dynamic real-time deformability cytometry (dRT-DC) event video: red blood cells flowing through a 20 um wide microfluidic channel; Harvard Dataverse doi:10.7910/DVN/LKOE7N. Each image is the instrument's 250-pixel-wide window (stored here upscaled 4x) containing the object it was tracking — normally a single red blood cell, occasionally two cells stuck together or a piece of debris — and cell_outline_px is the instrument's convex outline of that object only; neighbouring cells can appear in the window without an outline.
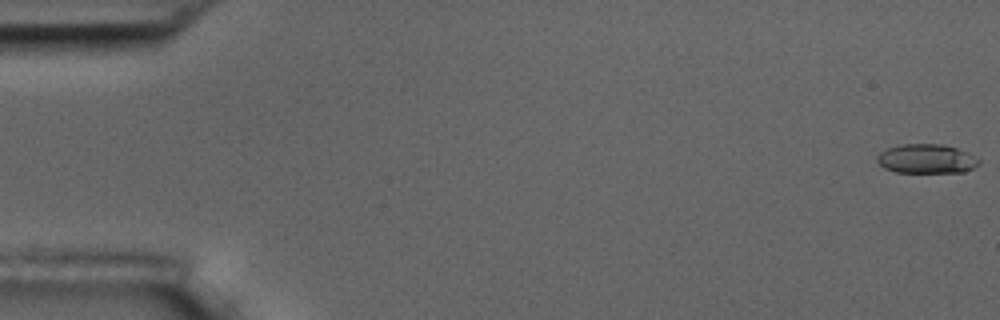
{"species": "common noctule bat (a hibernating species)", "species_latin": "Nyctalus noctula", "temperature_condition": "room temperature", "stored_images_in_passage": 7, "camera_frame_rate_fps": 3000, "um_per_image_px": 0.085, "animal": {"sex": "male", "body_mass_g": 17.5, "forearm_length_mm": 52.3}, "frame": {"image": 1, "passage_image": 1, "time_ms": 0.0, "image_size_px": [1000, 320], "cell_outline_px": [[980, 164], [964, 172], [896, 172], [884, 168], [876, 160], [876, 156], [880, 152], [888, 148], [904, 144], [944, 144], [968, 152], [980, 160]], "centroid_in_image_um": [78.76, 13.5], "position_along_channel_um": 6.2, "area_um2": 17.34}}
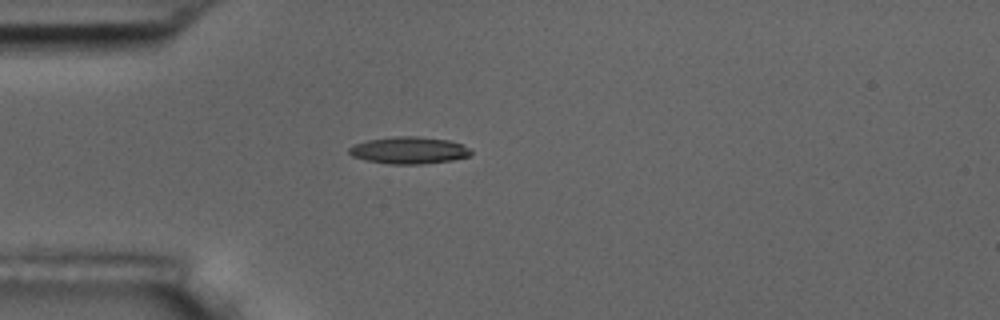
{"frame": {"image": 2, "passage_image": 5, "time_ms": 5.0, "image_size_px": [1000, 320], "cell_outline_px": [[472, 156], [452, 160], [420, 164], [392, 164], [364, 160], [352, 156], [348, 152], [348, 148], [352, 144], [368, 140], [392, 136], [416, 136], [448, 140], [460, 144], [468, 148], [472, 152]], "centroid_in_image_um": [34.73, 12.77], "position_along_channel_um": 50.3, "area_um2": 19.25}}